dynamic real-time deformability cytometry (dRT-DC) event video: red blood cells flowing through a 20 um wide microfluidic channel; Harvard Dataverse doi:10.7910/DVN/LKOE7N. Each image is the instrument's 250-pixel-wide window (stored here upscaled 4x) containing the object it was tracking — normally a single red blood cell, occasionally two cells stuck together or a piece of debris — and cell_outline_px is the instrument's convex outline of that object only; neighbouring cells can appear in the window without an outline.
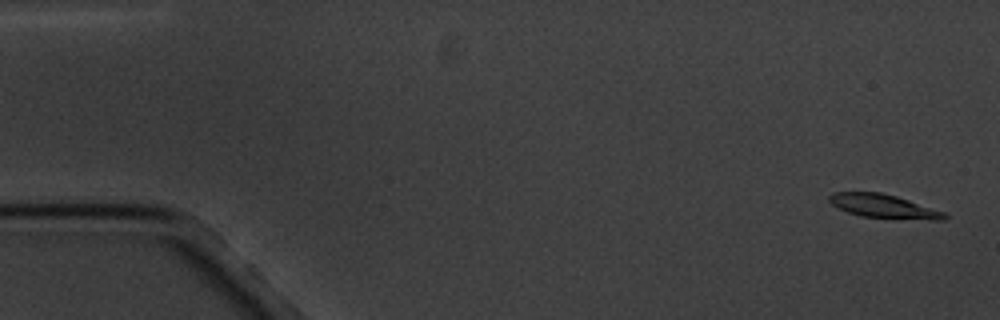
{"species": "common noctule bat (a hibernating species)", "species_latin": "Nyctalus noctula", "temperature_condition": "cold", "stored_images_in_passage": 5, "camera_frame_rate_fps": 3000, "um_per_image_px": 0.085, "animal": {"sex": "male", "body_mass_g": 20.1, "forearm_length_mm": 53.5}, "frame": {"image": 1, "passage_image": 1, "time_ms": 0.0, "image_size_px": [1000, 320], "cell_outline_px": [[948, 216], [944, 220], [892, 220], [860, 216], [848, 212], [832, 204], [828, 200], [828, 196], [832, 192], [880, 192], [896, 196], [944, 212]], "centroid_in_image_um": [75.12, 17.56], "position_along_channel_um": 9.9, "area_um2": 16.24}}
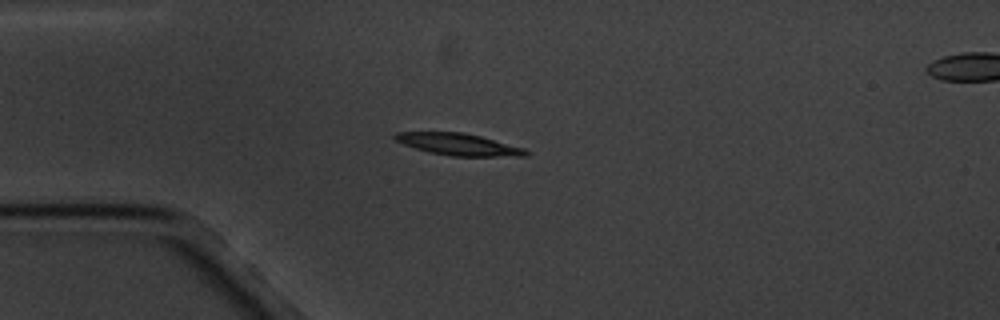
{"frame": {"image": 2, "passage_image": 4, "time_ms": 4.333, "image_size_px": [1000, 320], "cell_outline_px": [[532, 152], [528, 156], [452, 156], [428, 152], [392, 140], [392, 136], [396, 132], [464, 132], [480, 136], [524, 148]], "centroid_in_image_um": [38.97, 12.27], "position_along_channel_um": 46.0, "area_um2": 16.76}}